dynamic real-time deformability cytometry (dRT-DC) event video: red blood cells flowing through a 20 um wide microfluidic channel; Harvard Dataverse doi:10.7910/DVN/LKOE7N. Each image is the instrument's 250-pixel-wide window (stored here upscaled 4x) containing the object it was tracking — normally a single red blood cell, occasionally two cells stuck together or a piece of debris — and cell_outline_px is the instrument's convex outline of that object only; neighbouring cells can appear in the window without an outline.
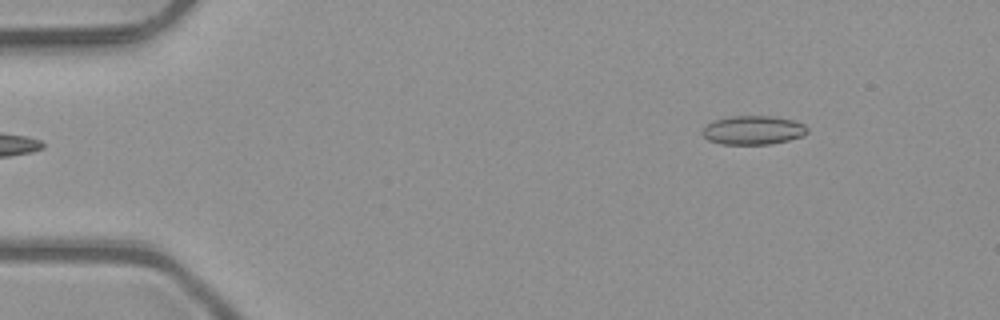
{"species": "common noctule bat (a hibernating species)", "species_latin": "Nyctalus noctula", "temperature_condition": "room temperature", "stored_images_in_passage": 5, "camera_frame_rate_fps": 3000, "um_per_image_px": 0.085, "animal": {"sex": "male", "body_mass_g": 23.1, "forearm_length_mm": 52.7}, "frame": {"image": 1, "passage_image": 5, "time_ms": 1.333, "image_size_px": [1000, 320], "cell_outline_px": [[808, 132], [804, 136], [772, 144], [720, 144], [708, 140], [700, 132], [708, 124], [716, 120], [732, 116], [772, 116], [792, 120], [804, 124], [808, 128]], "centroid_in_image_um": [64.04, 11.07], "position_along_channel_um": 21.0, "area_um2": 17.63}}